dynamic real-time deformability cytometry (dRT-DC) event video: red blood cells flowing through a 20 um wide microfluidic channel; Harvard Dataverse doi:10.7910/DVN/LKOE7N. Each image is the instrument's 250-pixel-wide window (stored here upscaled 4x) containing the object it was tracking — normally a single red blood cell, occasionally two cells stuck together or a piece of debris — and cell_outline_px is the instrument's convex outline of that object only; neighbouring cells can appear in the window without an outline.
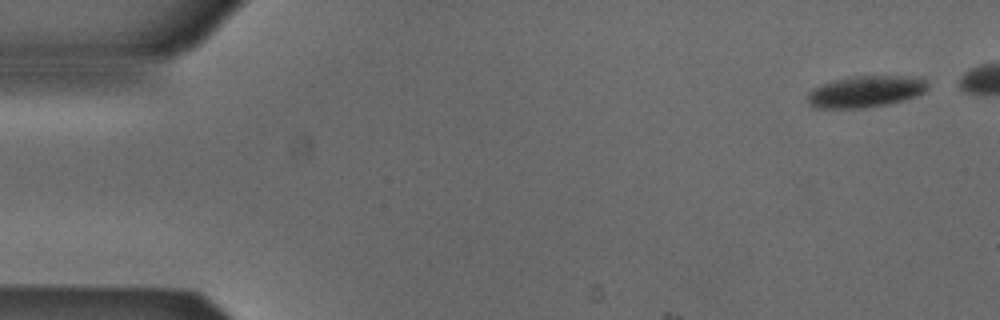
{"species": "Egyptian fruit bat (a non-hibernating species)", "species_latin": "Rousettus aegyptiacus", "temperature_condition": "cold", "stored_images_in_passage": 5, "camera_frame_rate_fps": 3000, "um_per_image_px": 0.085, "animal": {"sex": "male"}, "frame": {"image": 1, "passage_image": 1, "time_ms": 0.0, "image_size_px": [1000, 320], "cell_outline_px": [[928, 88], [924, 92], [916, 96], [888, 104], [864, 108], [816, 108], [808, 104], [808, 92], [812, 88], [836, 80], [856, 76], [900, 76], [924, 80], [928, 84]], "centroid_in_image_um": [73.54, 7.8], "position_along_channel_um": 11.5, "area_um2": 21.73}}